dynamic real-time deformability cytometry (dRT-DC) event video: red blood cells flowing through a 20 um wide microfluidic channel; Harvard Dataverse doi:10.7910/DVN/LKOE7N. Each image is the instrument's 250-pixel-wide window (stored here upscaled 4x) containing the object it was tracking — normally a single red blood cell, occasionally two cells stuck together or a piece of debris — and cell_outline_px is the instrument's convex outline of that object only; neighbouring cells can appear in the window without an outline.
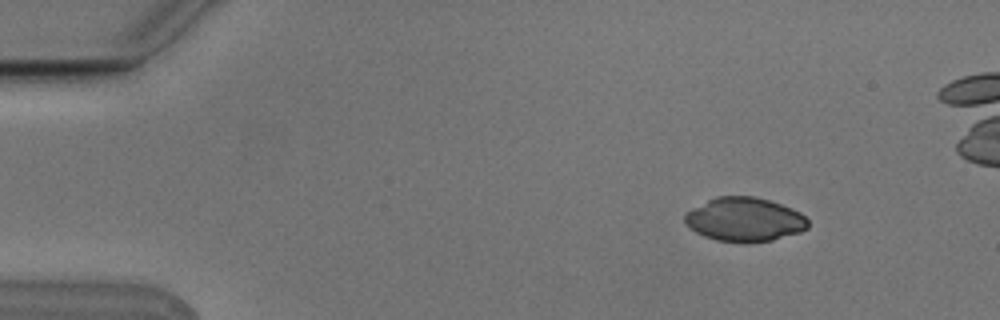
{"species": "Egyptian fruit bat (a non-hibernating species)", "species_latin": "Rousettus aegyptiacus", "temperature_condition": "cold", "stored_images_in_passage": 6, "camera_frame_rate_fps": 3000, "um_per_image_px": 0.085, "animal": {"sex": "male"}, "frame": {"image": 1, "passage_image": 3, "time_ms": 0.667, "image_size_px": [1000, 320], "cell_outline_px": [[808, 228], [800, 232], [772, 240], [744, 244], [716, 240], [704, 236], [688, 228], [684, 220], [684, 212], [716, 196], [752, 196], [768, 200], [792, 208], [800, 212], [808, 220]], "centroid_in_image_um": [63.26, 18.67], "position_along_channel_um": 21.7, "area_um2": 31.85}}